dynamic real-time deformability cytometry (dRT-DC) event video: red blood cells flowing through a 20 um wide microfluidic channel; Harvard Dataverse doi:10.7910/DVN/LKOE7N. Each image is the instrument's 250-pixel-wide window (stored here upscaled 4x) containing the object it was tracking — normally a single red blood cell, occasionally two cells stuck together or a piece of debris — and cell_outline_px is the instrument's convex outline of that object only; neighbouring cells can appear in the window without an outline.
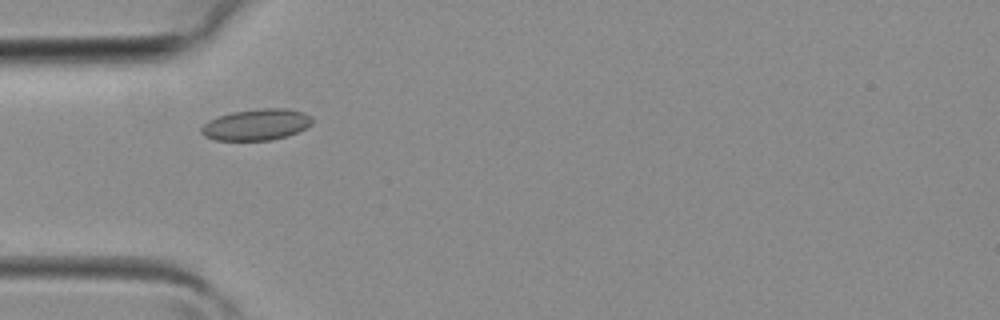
{"species": "common noctule bat (a hibernating species)", "species_latin": "Nyctalus noctula", "temperature_condition": "room temperature", "stored_images_in_passage": 4, "camera_frame_rate_fps": 3000, "um_per_image_px": 0.085, "animal": {"sex": "female", "body_mass_g": 19.3, "forearm_length_mm": 54.1}, "frame": {"image": 1, "passage_image": 4, "time_ms": 1.0, "image_size_px": [1000, 320], "cell_outline_px": [[312, 124], [288, 136], [272, 140], [216, 140], [204, 136], [200, 132], [200, 128], [208, 120], [232, 112], [260, 108], [284, 108], [304, 112], [312, 116]], "centroid_in_image_um": [21.79, 10.59], "position_along_channel_um": 63.2, "area_um2": 20.23}}